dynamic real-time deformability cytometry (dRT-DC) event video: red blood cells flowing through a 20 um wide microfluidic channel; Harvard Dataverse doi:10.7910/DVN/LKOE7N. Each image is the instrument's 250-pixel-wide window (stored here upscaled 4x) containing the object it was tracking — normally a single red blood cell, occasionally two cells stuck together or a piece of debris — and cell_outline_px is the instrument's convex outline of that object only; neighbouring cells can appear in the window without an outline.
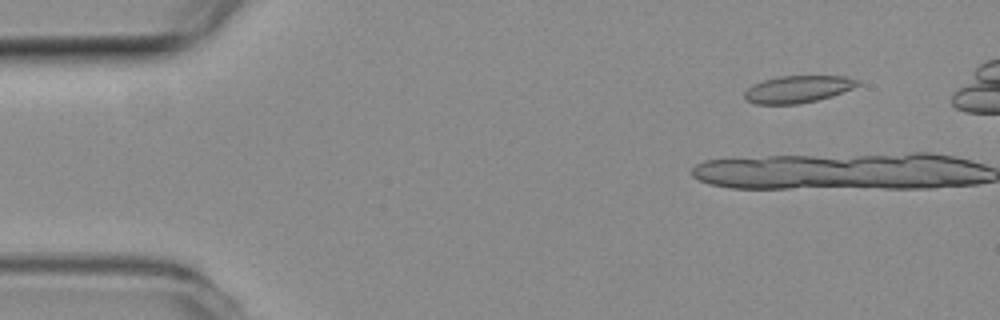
{"species": "common noctule bat (a hibernating species)", "species_latin": "Nyctalus noctula", "temperature_condition": "room temperature", "stored_images_in_passage": 6, "camera_frame_rate_fps": 3000, "um_per_image_px": 0.085, "animal": {"sex": "female", "body_mass_g": 19.3, "forearm_length_mm": 54.1}, "frame": {"image": 1, "passage_image": 5, "time_ms": 1.333, "image_size_px": [1000, 320], "cell_outline_px": [[860, 84], [852, 88], [832, 96], [816, 100], [796, 104], [756, 104], [744, 100], [744, 92], [752, 84], [764, 80], [780, 76], [844, 76], [860, 80]], "centroid_in_image_um": [67.79, 7.58], "position_along_channel_um": 17.2, "area_um2": 17.86}}